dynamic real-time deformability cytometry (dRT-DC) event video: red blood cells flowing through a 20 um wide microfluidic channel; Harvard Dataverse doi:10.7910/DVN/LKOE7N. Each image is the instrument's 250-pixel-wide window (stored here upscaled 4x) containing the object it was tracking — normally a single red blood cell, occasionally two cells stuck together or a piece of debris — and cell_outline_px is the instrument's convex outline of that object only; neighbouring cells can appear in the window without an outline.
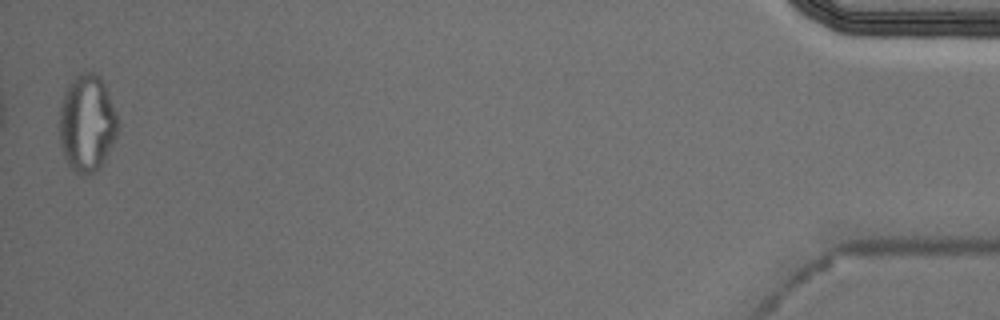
{"species": "Egyptian fruit bat (a non-hibernating species)", "species_latin": "Rousettus aegyptiacus", "temperature_condition": "cold", "stored_images_in_passage": 38, "camera_frame_rate_fps": 3000, "um_per_image_px": 0.085, "animal": {"sex": "male"}, "frame": {"image": 1, "passage_image": 38, "time_ms": 12.333, "image_size_px": [1000, 320], "cell_outline_px": [[120, 128], [116, 140], [100, 168], [96, 172], [84, 176], [80, 176], [68, 164], [64, 156], [60, 144], [60, 108], [64, 92], [68, 84], [80, 72], [92, 72], [100, 76], [104, 80], [120, 120]], "centroid_in_image_um": [7.45, 10.48], "position_along_channel_um": 427.8, "area_um2": 33.93}, "authors_computed_cell_mechanics": {"area_um2": 20.6635, "velocity_mm_per_s": 3.7306, "shape_relaxation_time_tau1_ms": null, "shape_relaxation_time_tau2_ms": 2.2948, "deformation_change_tau1": null, "deformation_change_tau2": 0.0937}}